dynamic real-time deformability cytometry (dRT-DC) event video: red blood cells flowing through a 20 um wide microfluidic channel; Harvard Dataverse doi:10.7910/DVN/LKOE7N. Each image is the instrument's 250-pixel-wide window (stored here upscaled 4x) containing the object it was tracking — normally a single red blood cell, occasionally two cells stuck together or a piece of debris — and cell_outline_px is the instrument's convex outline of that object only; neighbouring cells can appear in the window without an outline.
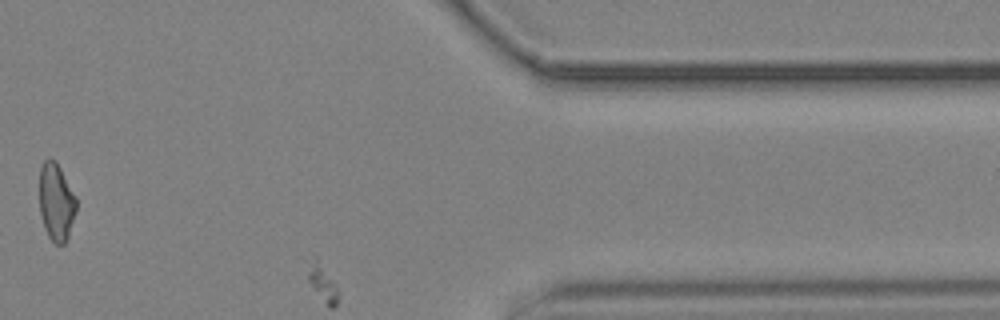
{"species": "common noctule bat (a hibernating species)", "species_latin": "Nyctalus noctula", "temperature_condition": "cold", "stored_images_in_passage": 39, "camera_frame_rate_fps": 3000, "um_per_image_px": 0.085, "animal": {"sex": "male", "body_mass_g": 19.2, "forearm_length_mm": 51.8}, "frame": {"image": 1, "passage_image": 33, "time_ms": 10.667, "image_size_px": [1000, 320], "cell_outline_px": [[76, 212], [68, 240], [64, 244], [56, 244], [48, 236], [44, 228], [40, 212], [40, 168], [44, 160], [56, 160], [76, 196]], "centroid_in_image_um": [4.8, 17.2], "position_along_channel_um": 406.6, "area_um2": 16.76}}